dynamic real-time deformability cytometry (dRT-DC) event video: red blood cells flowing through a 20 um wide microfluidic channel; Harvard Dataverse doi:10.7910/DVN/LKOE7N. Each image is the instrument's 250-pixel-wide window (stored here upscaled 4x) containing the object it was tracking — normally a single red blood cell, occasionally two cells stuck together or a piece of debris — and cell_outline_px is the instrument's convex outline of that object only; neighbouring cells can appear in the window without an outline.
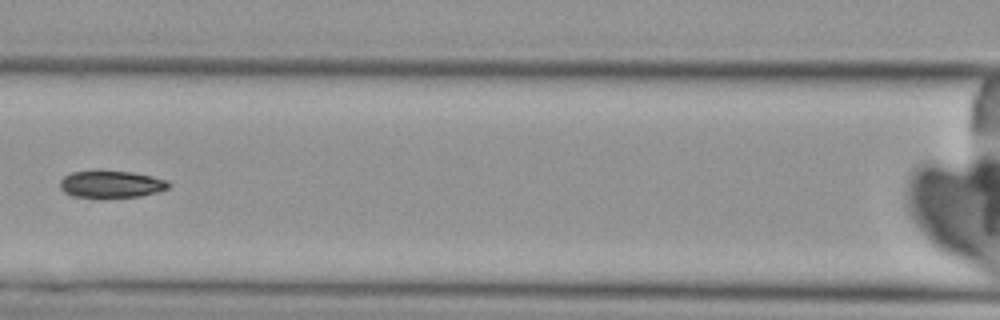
{"species": "Egyptian fruit bat (a non-hibernating species)", "species_latin": "Rousettus aegyptiacus", "temperature_condition": "cold", "stored_images_in_passage": 7, "camera_frame_rate_fps": 3000, "um_per_image_px": 0.085, "animal": {"sex": "female"}, "frame": {"image": 1, "passage_image": 6, "time_ms": 7.0, "image_size_px": [1000, 320], "cell_outline_px": [[172, 184], [168, 188], [160, 192], [140, 196], [100, 200], [96, 200], [72, 196], [64, 192], [60, 188], [60, 180], [64, 176], [72, 172], [96, 168], [100, 168], [132, 172], [152, 176], [168, 180]], "centroid_in_image_um": [9.42, 15.66], "position_along_channel_um": 157.2, "area_um2": 18.61}}
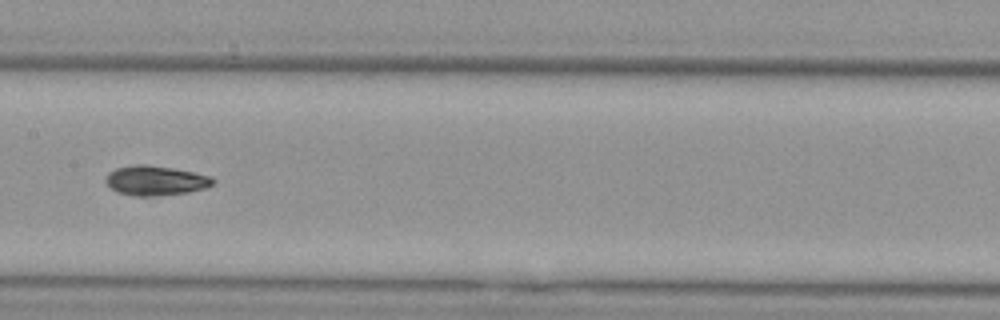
{"frame": {"image": 2, "passage_image": 7, "time_ms": 8.0, "image_size_px": [1000, 320], "cell_outline_px": [[216, 180], [208, 188], [188, 192], [160, 196], [136, 196], [116, 192], [104, 180], [108, 172], [116, 168], [132, 164], [144, 164], [172, 168], [212, 176]], "centroid_in_image_um": [13.22, 15.35], "position_along_channel_um": 194.2, "area_um2": 18.73}}